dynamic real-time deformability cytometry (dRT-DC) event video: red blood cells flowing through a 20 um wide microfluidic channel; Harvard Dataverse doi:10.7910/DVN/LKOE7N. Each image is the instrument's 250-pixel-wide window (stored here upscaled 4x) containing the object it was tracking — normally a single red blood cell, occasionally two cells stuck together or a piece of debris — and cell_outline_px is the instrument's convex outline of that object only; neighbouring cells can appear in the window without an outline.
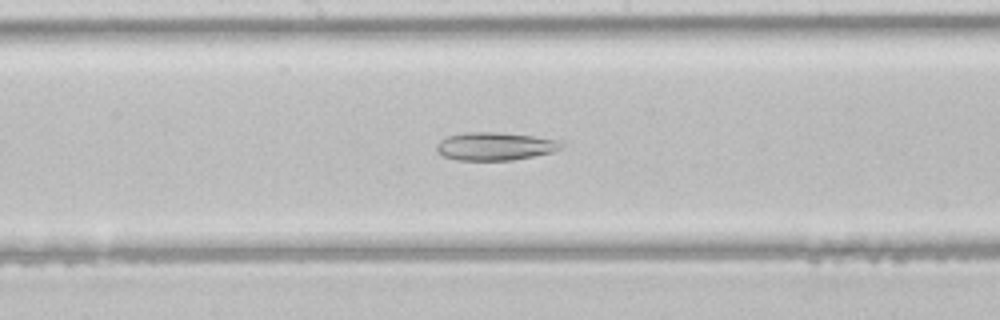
{"species": "common noctule bat (a hibernating species)", "species_latin": "Nyctalus noctula", "temperature_condition": "room temperature", "stored_images_in_passage": 35, "camera_frame_rate_fps": 3000, "um_per_image_px": 0.085, "animal": {"sex": "male", "body_mass_g": 21.5, "forearm_length_mm": 52.0}, "frame": {"image": 1, "passage_image": 14, "time_ms": 4.333, "image_size_px": [1000, 320], "cell_outline_px": [[564, 144], [560, 148], [552, 152], [512, 160], [456, 160], [444, 156], [436, 152], [436, 144], [440, 140], [448, 136], [464, 132], [496, 132], [532, 136], [564, 140]], "centroid_in_image_um": [42.07, 12.43], "position_along_channel_um": 206.1, "area_um2": 20.46}}
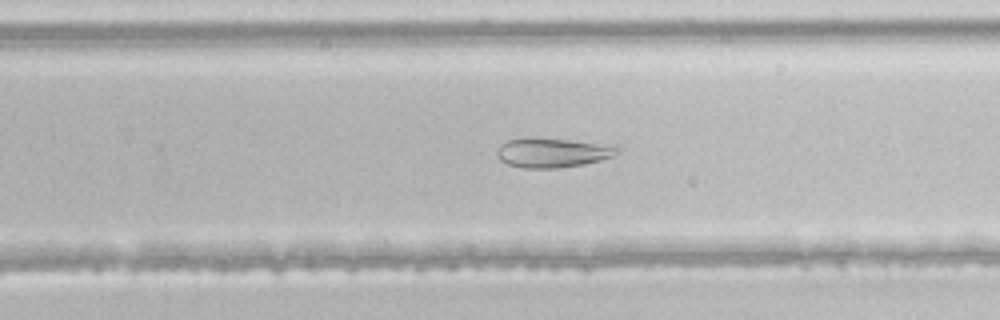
{"frame": {"image": 2, "passage_image": 19, "time_ms": 6.0, "image_size_px": [1000, 320], "cell_outline_px": [[620, 152], [612, 156], [600, 160], [584, 164], [556, 168], [524, 168], [508, 164], [500, 160], [496, 156], [496, 152], [500, 144], [508, 140], [568, 140], [616, 144], [620, 148]], "centroid_in_image_um": [47.04, 13.0], "position_along_channel_um": 282.8, "area_um2": 20.23}}
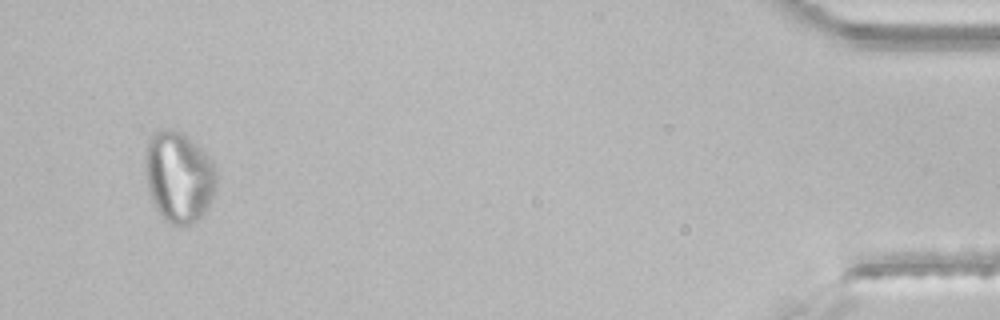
{"frame": {"image": 3, "passage_image": 33, "time_ms": 10.667, "image_size_px": [1000, 320], "cell_outline_px": [[216, 188], [208, 208], [192, 224], [184, 228], [172, 224], [160, 216], [152, 200], [148, 188], [144, 172], [144, 152], [148, 140], [160, 128], [180, 132], [192, 140], [216, 164]], "centroid_in_image_um": [15.19, 15.05], "position_along_channel_um": 420.0, "area_um2": 38.21}}